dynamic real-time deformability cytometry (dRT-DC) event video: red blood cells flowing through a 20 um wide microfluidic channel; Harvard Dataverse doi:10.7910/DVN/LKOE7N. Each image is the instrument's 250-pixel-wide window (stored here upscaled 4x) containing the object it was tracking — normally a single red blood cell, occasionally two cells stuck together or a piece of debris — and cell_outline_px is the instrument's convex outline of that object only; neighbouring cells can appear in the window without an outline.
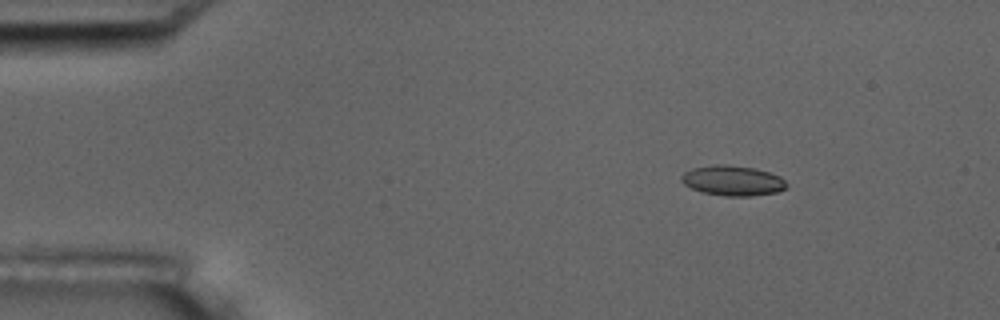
{"species": "common noctule bat (a hibernating species)", "species_latin": "Nyctalus noctula", "temperature_condition": "room temperature", "stored_images_in_passage": 13, "camera_frame_rate_fps": 3000, "um_per_image_px": 0.085, "animal": {"sex": "male", "body_mass_g": 17.5, "forearm_length_mm": 52.3}, "frame": {"image": 1, "passage_image": 3, "time_ms": 2.333, "image_size_px": [1000, 320], "cell_outline_px": [[788, 188], [776, 192], [752, 196], [724, 196], [700, 192], [684, 184], [680, 180], [680, 176], [684, 172], [692, 168], [716, 164], [724, 164], [756, 168], [780, 176], [788, 184]], "centroid_in_image_um": [62.27, 15.35], "position_along_channel_um": 22.7, "area_um2": 18.67}}
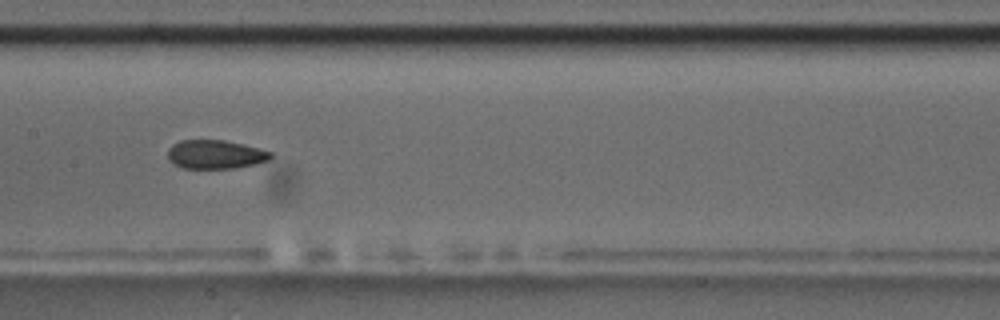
{"frame": {"image": 2, "passage_image": 8, "time_ms": 9.0, "image_size_px": [1000, 320], "cell_outline_px": [[272, 156], [268, 160], [256, 164], [236, 168], [184, 168], [172, 164], [168, 160], [168, 148], [172, 144], [180, 140], [224, 140], [244, 144], [260, 148], [272, 152]], "centroid_in_image_um": [18.3, 13.12], "position_along_channel_um": 189.1, "area_um2": 17.46}, "authors_computed_cell_mechanics": {"area_um2": 17.9758, "velocity_mm_per_s": 3.6472, "shape_relaxation_time_tau1_ms": 6.1121, "shape_relaxation_time_tau2_ms": 2.6123, "deformation_change_tau1": 0.1063, "deformation_change_tau2": 0.0621}}